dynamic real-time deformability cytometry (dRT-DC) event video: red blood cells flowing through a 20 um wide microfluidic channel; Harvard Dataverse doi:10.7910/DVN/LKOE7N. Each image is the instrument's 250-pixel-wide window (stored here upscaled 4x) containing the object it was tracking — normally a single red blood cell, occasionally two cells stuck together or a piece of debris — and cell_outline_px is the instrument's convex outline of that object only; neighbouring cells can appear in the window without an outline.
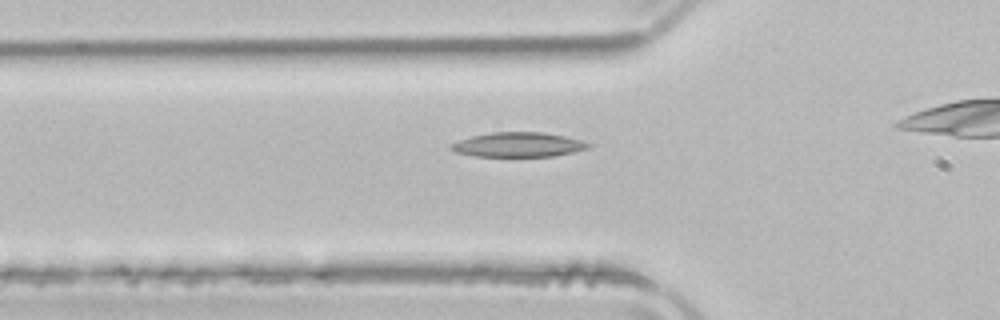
{"species": "common noctule bat (a hibernating species)", "species_latin": "Nyctalus noctula", "temperature_condition": "room temperature", "stored_images_in_passage": 20, "camera_frame_rate_fps": 3000, "um_per_image_px": 0.085, "animal": {"sex": "male", "body_mass_g": 21.5, "forearm_length_mm": 52.0}, "frame": {"image": 1, "passage_image": 12, "time_ms": 3.667, "image_size_px": [1000, 320], "cell_outline_px": [[592, 144], [588, 148], [572, 152], [552, 156], [476, 156], [456, 152], [448, 148], [448, 144], [472, 136], [492, 132], [544, 132], [564, 136], [580, 140]], "centroid_in_image_um": [44.02, 12.29], "position_along_channel_um": 81.8, "area_um2": 19.54}}
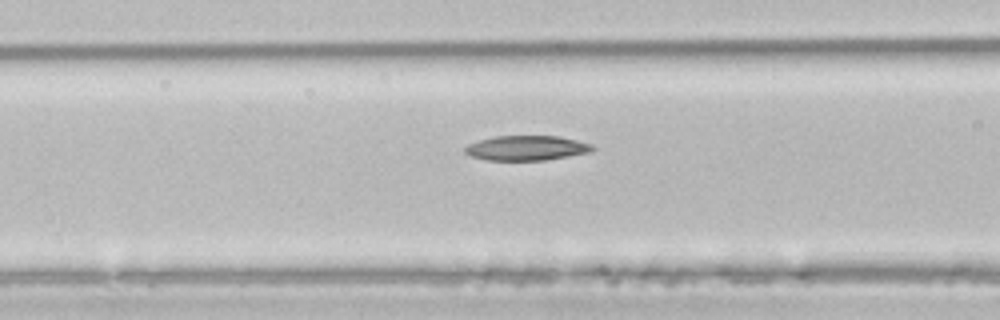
{"frame": {"image": 2, "passage_image": 15, "time_ms": 4.667, "image_size_px": [1000, 320], "cell_outline_px": [[596, 148], [592, 152], [544, 160], [484, 160], [468, 156], [464, 152], [464, 148], [468, 144], [480, 140], [496, 136], [560, 136], [592, 144]], "centroid_in_image_um": [44.75, 12.58], "position_along_channel_um": 121.9, "area_um2": 18.55}}
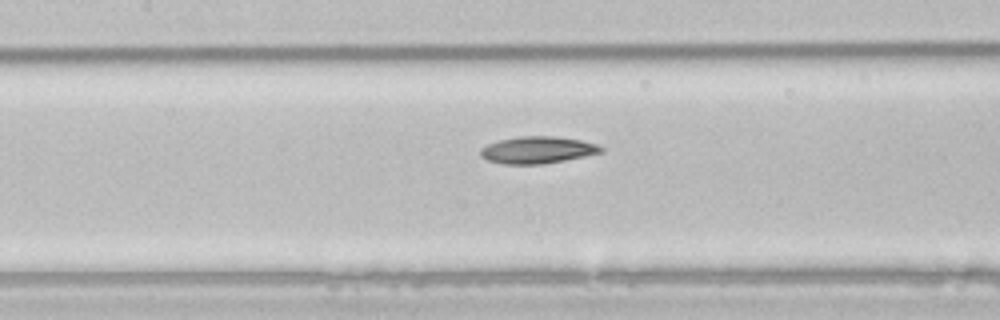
{"frame": {"image": 3, "passage_image": 18, "time_ms": 5.667, "image_size_px": [1000, 320], "cell_outline_px": [[604, 152], [544, 164], [504, 164], [488, 160], [480, 156], [480, 148], [488, 144], [500, 140], [520, 136], [552, 136], [580, 140], [596, 144], [604, 148]], "centroid_in_image_um": [45.68, 12.75], "position_along_channel_um": 161.7, "area_um2": 18.84}}